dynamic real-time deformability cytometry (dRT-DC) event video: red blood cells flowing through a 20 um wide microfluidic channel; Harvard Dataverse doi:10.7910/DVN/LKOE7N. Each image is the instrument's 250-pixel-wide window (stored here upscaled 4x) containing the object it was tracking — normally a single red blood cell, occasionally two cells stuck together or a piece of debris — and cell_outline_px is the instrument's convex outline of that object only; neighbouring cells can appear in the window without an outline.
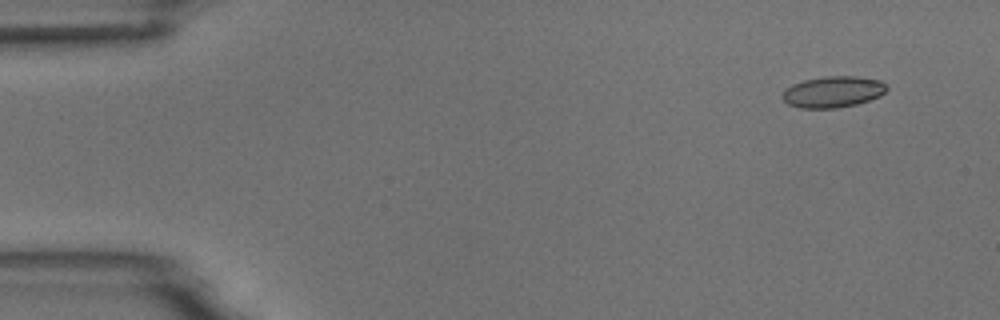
{"species": "common noctule bat (a hibernating species)", "species_latin": "Nyctalus noctula", "temperature_condition": "room temperature", "stored_images_in_passage": 4, "camera_frame_rate_fps": 3000, "um_per_image_px": 0.085, "animal": {"sex": "male", "body_mass_g": 18.8}, "frame": {"image": 1, "passage_image": 1, "time_ms": 0.0, "image_size_px": [1000, 320], "cell_outline_px": [[888, 88], [880, 96], [856, 104], [836, 108], [800, 108], [788, 104], [780, 96], [784, 88], [792, 84], [804, 80], [824, 76], [856, 76], [880, 80]], "centroid_in_image_um": [70.76, 7.8], "position_along_channel_um": 14.2, "area_um2": 19.07}}
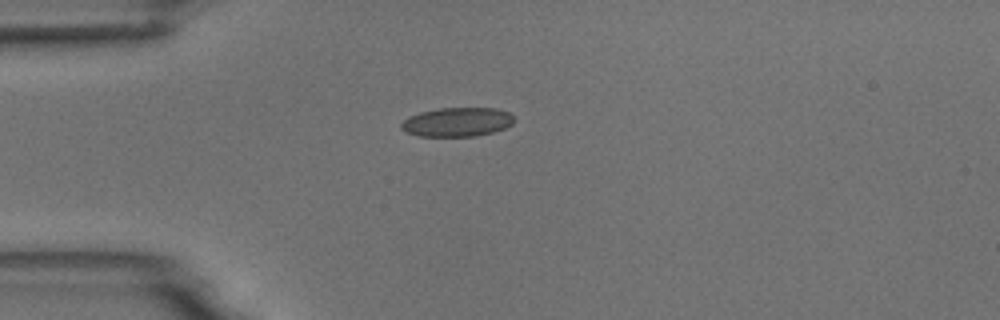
{"frame": {"image": 2, "passage_image": 4, "time_ms": 3.333, "image_size_px": [1000, 320], "cell_outline_px": [[516, 120], [512, 124], [504, 128], [492, 132], [476, 136], [420, 136], [408, 132], [400, 128], [400, 124], [408, 116], [420, 112], [440, 108], [496, 108], [508, 112]], "centroid_in_image_um": [38.86, 10.36], "position_along_channel_um": 46.1, "area_um2": 19.07}}